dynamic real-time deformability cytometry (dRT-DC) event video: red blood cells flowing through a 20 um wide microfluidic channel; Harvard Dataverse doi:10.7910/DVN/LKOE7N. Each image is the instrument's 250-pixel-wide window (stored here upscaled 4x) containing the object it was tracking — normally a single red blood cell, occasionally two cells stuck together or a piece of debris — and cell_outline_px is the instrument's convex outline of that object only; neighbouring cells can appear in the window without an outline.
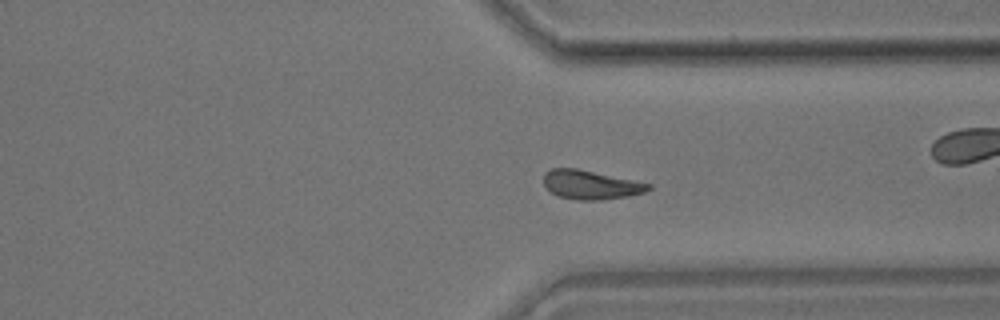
{"species": "common noctule bat (a hibernating species)", "species_latin": "Nyctalus noctula", "temperature_condition": "room temperature", "stored_images_in_passage": 44, "camera_frame_rate_fps": 3000, "um_per_image_px": 0.085, "animal": {"sex": "male", "body_mass_g": 17.9}, "frame": {"image": 1, "passage_image": 32, "time_ms": 10.333, "image_size_px": [1000, 320], "cell_outline_px": [[652, 188], [644, 192], [628, 196], [600, 200], [580, 200], [556, 196], [544, 188], [544, 172], [552, 168], [576, 168], [652, 184]], "centroid_in_image_um": [50.17, 15.71], "position_along_channel_um": 361.2, "area_um2": 17.74}}